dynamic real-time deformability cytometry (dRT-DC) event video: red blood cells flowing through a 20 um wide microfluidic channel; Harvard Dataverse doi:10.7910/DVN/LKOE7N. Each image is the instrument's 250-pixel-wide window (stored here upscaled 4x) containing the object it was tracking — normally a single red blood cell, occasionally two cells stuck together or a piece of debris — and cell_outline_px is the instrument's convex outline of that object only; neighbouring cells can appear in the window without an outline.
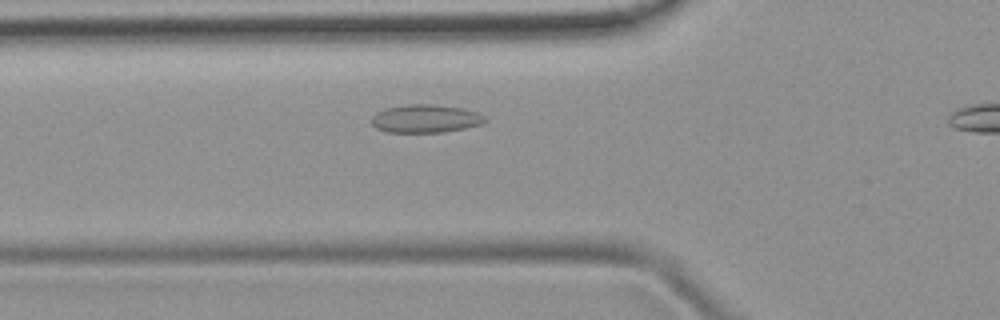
{"species": "common noctule bat (a hibernating species)", "species_latin": "Nyctalus noctula", "temperature_condition": "room temperature", "stored_images_in_passage": 33, "camera_frame_rate_fps": 3000, "um_per_image_px": 0.085, "animal": {"sex": "female", "body_mass_g": 19.9}, "frame": {"image": 1, "passage_image": 7, "time_ms": 2.0, "image_size_px": [1000, 320], "cell_outline_px": [[488, 120], [480, 124], [464, 128], [444, 132], [388, 132], [376, 128], [372, 124], [372, 116], [376, 112], [384, 108], [404, 104], [432, 104], [464, 108], [476, 112], [484, 116]], "centroid_in_image_um": [36.14, 10.07], "position_along_channel_um": 89.7, "area_um2": 18.67}}
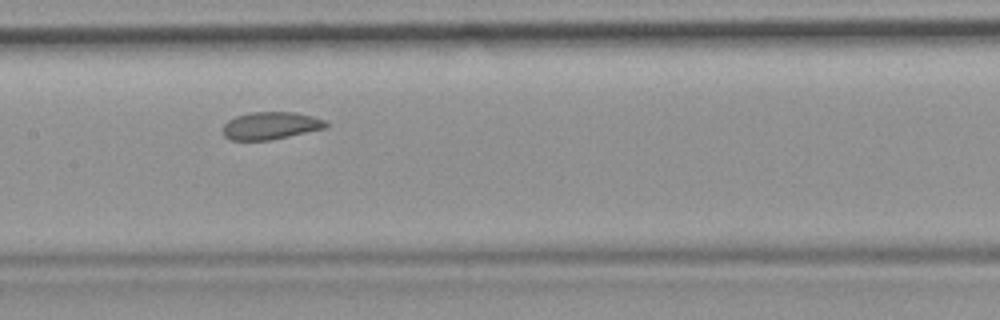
{"frame": {"image": 2, "passage_image": 14, "time_ms": 4.333, "image_size_px": [1000, 320], "cell_outline_px": [[328, 128], [272, 140], [232, 140], [224, 136], [224, 124], [228, 120], [236, 116], [248, 112], [296, 112], [312, 116], [324, 120], [328, 124]], "centroid_in_image_um": [23.04, 10.68], "position_along_channel_um": 184.4, "area_um2": 16.65}}
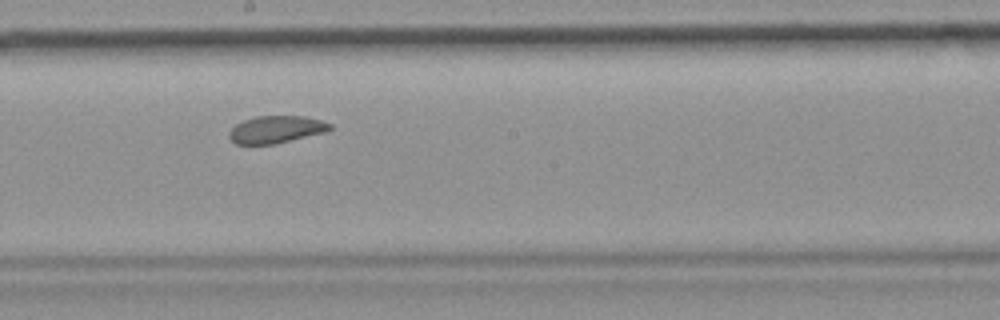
{"frame": {"image": 3, "passage_image": 17, "time_ms": 5.333, "image_size_px": [1000, 320], "cell_outline_px": [[332, 128], [328, 132], [276, 144], [236, 144], [228, 136], [228, 132], [236, 124], [244, 120], [256, 116], [304, 116], [320, 120], [332, 124]], "centroid_in_image_um": [23.5, 11.01], "position_along_channel_um": 224.7, "area_um2": 16.18}}